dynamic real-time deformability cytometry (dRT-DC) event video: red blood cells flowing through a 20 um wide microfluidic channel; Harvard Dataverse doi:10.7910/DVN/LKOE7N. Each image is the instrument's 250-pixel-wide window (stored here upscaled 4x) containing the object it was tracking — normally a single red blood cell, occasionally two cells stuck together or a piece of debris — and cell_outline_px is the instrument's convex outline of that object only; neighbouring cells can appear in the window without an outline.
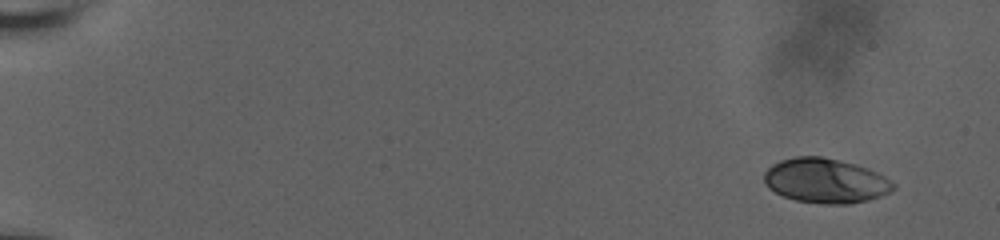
{"species": "human", "species_latin": "Homo sapiens", "temperature_condition": "room temperature", "stored_images_in_passage": 14, "camera_frame_rate_fps": 3000, "um_per_image_px": 0.085, "donor": {"sex": "male"}, "frame": {"image": 1, "passage_image": 1, "time_ms": 0.0, "image_size_px": [1000, 240], "cell_outline_px": [[896, 188], [880, 196], [868, 200], [848, 204], [824, 204], [796, 200], [784, 196], [768, 188], [764, 180], [764, 172], [772, 164], [780, 160], [796, 156], [820, 156], [856, 164], [868, 168], [884, 176], [896, 184]], "centroid_in_image_um": [70.17, 15.36], "position_along_channel_um": 14.8, "area_um2": 33.58}}
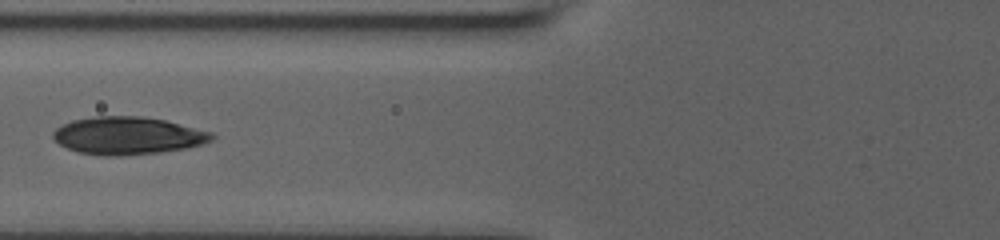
{"frame": {"image": 2, "passage_image": 12, "time_ms": 7.333, "image_size_px": [1000, 240], "cell_outline_px": [[216, 136], [212, 140], [200, 144], [184, 148], [160, 152], [116, 156], [100, 156], [76, 152], [60, 144], [52, 136], [52, 132], [56, 128], [72, 120], [96, 116], [140, 116], [164, 120], [212, 132]], "centroid_in_image_um": [10.83, 11.53], "position_along_channel_um": 115.0, "area_um2": 34.62}}
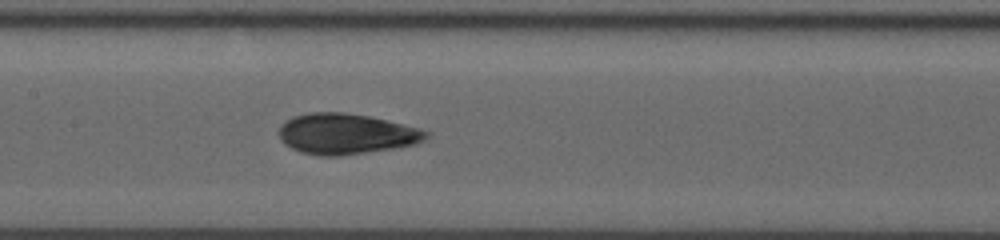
{"frame": {"image": 3, "passage_image": 14, "time_ms": 9.0, "image_size_px": [1000, 240], "cell_outline_px": [[428, 136], [424, 140], [416, 144], [396, 148], [340, 156], [320, 156], [300, 152], [284, 144], [280, 140], [276, 132], [280, 124], [284, 120], [292, 116], [308, 112], [344, 112], [368, 116], [420, 128], [428, 132]], "centroid_in_image_um": [29.35, 11.38], "position_along_channel_um": 178.1, "area_um2": 35.26}}